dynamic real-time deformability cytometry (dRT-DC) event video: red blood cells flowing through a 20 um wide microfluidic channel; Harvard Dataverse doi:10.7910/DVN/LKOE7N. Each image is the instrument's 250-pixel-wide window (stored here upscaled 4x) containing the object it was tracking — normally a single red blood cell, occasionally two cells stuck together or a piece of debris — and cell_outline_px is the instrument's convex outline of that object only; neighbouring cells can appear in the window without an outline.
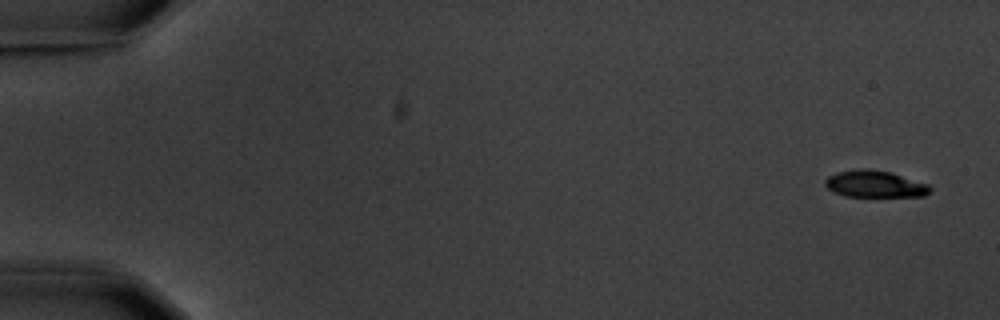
{"species": "common noctule bat (a hibernating species)", "species_latin": "Nyctalus noctula", "temperature_condition": "warm", "stored_images_in_passage": 6, "camera_frame_rate_fps": 3000, "um_per_image_px": 0.085, "animal": {"sex": "male", "body_mass_g": 20.1, "forearm_length_mm": 53.5}, "frame": {"image": 1, "passage_image": 1, "time_ms": 0.0, "image_size_px": [1000, 320], "cell_outline_px": [[932, 188], [924, 196], [844, 196], [832, 192], [824, 184], [824, 180], [828, 176], [836, 172], [864, 168], [868, 168], [892, 172], [928, 184]], "centroid_in_image_um": [74.33, 15.63], "position_along_channel_um": 10.7, "area_um2": 16.47}}
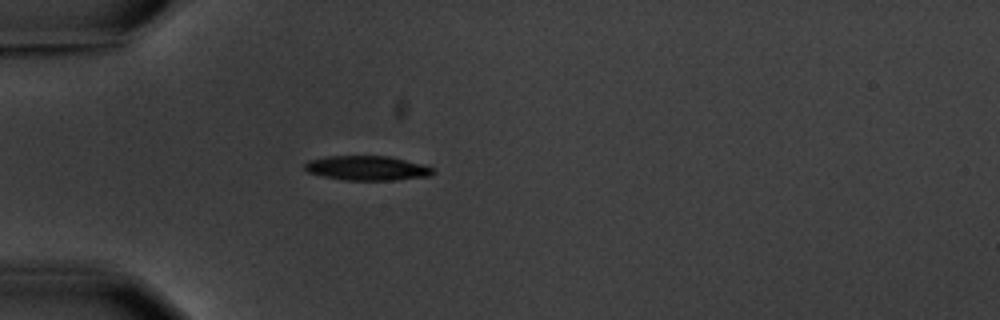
{"frame": {"image": 2, "passage_image": 5, "time_ms": 5.0, "image_size_px": [1000, 320], "cell_outline_px": [[436, 172], [432, 176], [396, 180], [344, 180], [324, 176], [308, 172], [304, 168], [304, 164], [308, 160], [328, 156], [388, 156], [424, 164], [432, 168]], "centroid_in_image_um": [31.24, 14.29], "position_along_channel_um": 53.8, "area_um2": 18.44}}